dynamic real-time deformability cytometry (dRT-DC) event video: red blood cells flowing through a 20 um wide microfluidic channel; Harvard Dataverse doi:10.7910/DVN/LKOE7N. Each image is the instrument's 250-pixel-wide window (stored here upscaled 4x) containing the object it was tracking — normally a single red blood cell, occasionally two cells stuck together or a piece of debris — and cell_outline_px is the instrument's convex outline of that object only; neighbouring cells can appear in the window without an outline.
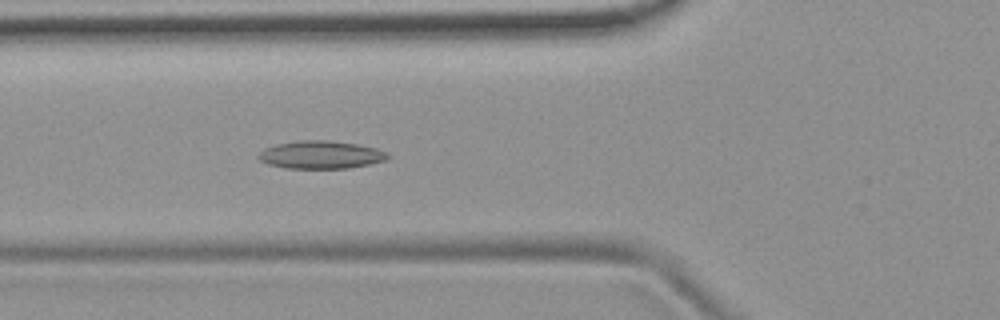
{"species": "common noctule bat (a hibernating species)", "species_latin": "Nyctalus noctula", "temperature_condition": "room temperature", "stored_images_in_passage": 53, "camera_frame_rate_fps": 3000, "um_per_image_px": 0.085, "animal": {"sex": "female", "body_mass_g": 19.9}, "frame": {"image": 1, "passage_image": 19, "time_ms": 6.0, "image_size_px": [1000, 320], "cell_outline_px": [[392, 156], [384, 160], [368, 164], [348, 168], [284, 168], [268, 164], [260, 160], [256, 156], [264, 148], [276, 144], [300, 140], [328, 140], [356, 144], [376, 148], [388, 152]], "centroid_in_image_um": [27.26, 13.15], "position_along_channel_um": 98.5, "area_um2": 20.98}}
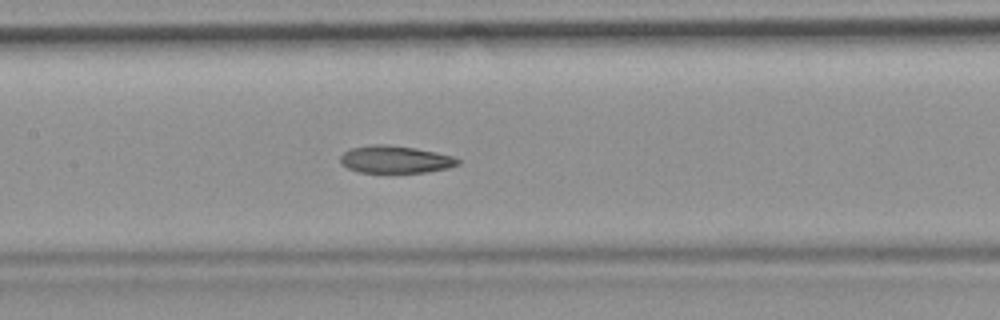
{"frame": {"image": 2, "passage_image": 25, "time_ms": 8.0, "image_size_px": [1000, 320], "cell_outline_px": [[460, 164], [448, 168], [428, 172], [360, 172], [348, 168], [340, 164], [340, 156], [344, 152], [352, 148], [372, 144], [388, 144], [416, 148], [436, 152], [452, 156], [460, 160]], "centroid_in_image_um": [33.6, 13.54], "position_along_channel_um": 173.8, "area_um2": 18.79}}
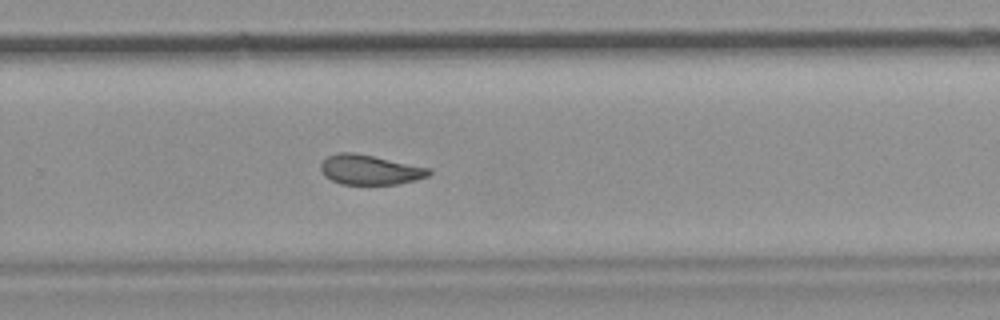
{"frame": {"image": 3, "passage_image": 35, "time_ms": 11.333, "image_size_px": [1000, 320], "cell_outline_px": [[432, 172], [428, 176], [416, 180], [396, 184], [340, 184], [324, 176], [320, 168], [320, 164], [328, 156], [336, 152], [352, 152], [432, 168]], "centroid_in_image_um": [31.44, 14.43], "position_along_channel_um": 298.4, "area_um2": 18.79}, "authors_computed_cell_mechanics": {"area_um2": 20.0566, "velocity_mm_per_s": 3.7543, "shape_relaxation_time_tau1_ms": null, "shape_relaxation_time_tau2_ms": 3.7444, "deformation_change_tau1": null, "deformation_change_tau2": 0.1047}}